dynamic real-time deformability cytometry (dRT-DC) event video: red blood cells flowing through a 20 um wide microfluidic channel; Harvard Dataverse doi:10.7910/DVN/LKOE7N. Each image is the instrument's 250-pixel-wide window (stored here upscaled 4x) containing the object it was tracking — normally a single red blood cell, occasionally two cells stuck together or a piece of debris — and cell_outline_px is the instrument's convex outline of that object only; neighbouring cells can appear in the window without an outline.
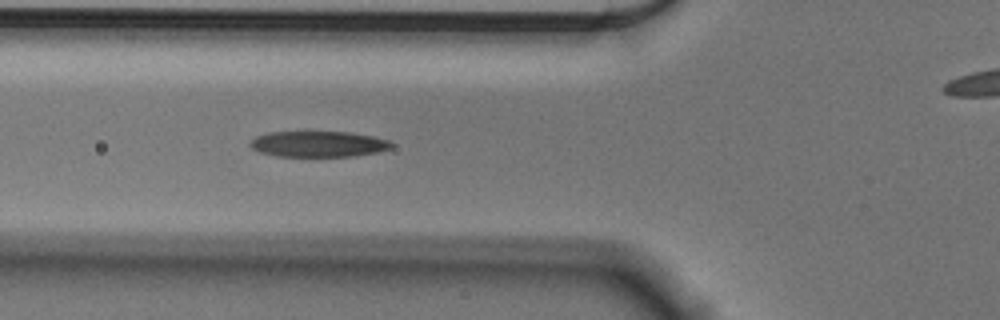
{"species": "Egyptian fruit bat (a non-hibernating species)", "species_latin": "Rousettus aegyptiacus", "temperature_condition": "cold", "stored_images_in_passage": 23, "segment_of_instrument_passage": [1, 2], "camera_frame_rate_fps": 3000, "um_per_image_px": 0.085, "animal": {"sex": "male"}, "frame": {"image": 1, "passage_image": 20, "time_ms": 6.333, "image_size_px": [1000, 320], "cell_outline_px": [[392, 148], [376, 152], [356, 156], [280, 156], [260, 152], [252, 148], [248, 144], [256, 136], [268, 132], [348, 132], [372, 136], [388, 140], [392, 144]], "centroid_in_image_um": [27.05, 12.24], "position_along_channel_um": 98.7, "area_um2": 21.1}}